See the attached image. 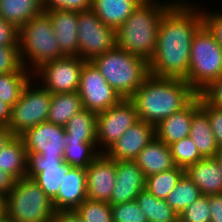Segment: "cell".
<instances>
[{
    "label": "cell",
    "mask_w": 222,
    "mask_h": 222,
    "mask_svg": "<svg viewBox=\"0 0 222 222\" xmlns=\"http://www.w3.org/2000/svg\"><path fill=\"white\" fill-rule=\"evenodd\" d=\"M39 85V86H37ZM52 94L32 77L11 108L8 129L14 136L47 121Z\"/></svg>",
    "instance_id": "obj_8"
},
{
    "label": "cell",
    "mask_w": 222,
    "mask_h": 222,
    "mask_svg": "<svg viewBox=\"0 0 222 222\" xmlns=\"http://www.w3.org/2000/svg\"><path fill=\"white\" fill-rule=\"evenodd\" d=\"M197 95L185 79L150 74L129 99L135 105L138 119L155 126L185 108Z\"/></svg>",
    "instance_id": "obj_2"
},
{
    "label": "cell",
    "mask_w": 222,
    "mask_h": 222,
    "mask_svg": "<svg viewBox=\"0 0 222 222\" xmlns=\"http://www.w3.org/2000/svg\"><path fill=\"white\" fill-rule=\"evenodd\" d=\"M200 107V96L197 95L185 108L175 112L155 125L156 137L171 145L190 134L193 113Z\"/></svg>",
    "instance_id": "obj_19"
},
{
    "label": "cell",
    "mask_w": 222,
    "mask_h": 222,
    "mask_svg": "<svg viewBox=\"0 0 222 222\" xmlns=\"http://www.w3.org/2000/svg\"><path fill=\"white\" fill-rule=\"evenodd\" d=\"M116 160L100 153L85 169L87 180V199L110 202L116 183Z\"/></svg>",
    "instance_id": "obj_15"
},
{
    "label": "cell",
    "mask_w": 222,
    "mask_h": 222,
    "mask_svg": "<svg viewBox=\"0 0 222 222\" xmlns=\"http://www.w3.org/2000/svg\"><path fill=\"white\" fill-rule=\"evenodd\" d=\"M43 12L41 0H0V15L18 30Z\"/></svg>",
    "instance_id": "obj_26"
},
{
    "label": "cell",
    "mask_w": 222,
    "mask_h": 222,
    "mask_svg": "<svg viewBox=\"0 0 222 222\" xmlns=\"http://www.w3.org/2000/svg\"><path fill=\"white\" fill-rule=\"evenodd\" d=\"M113 222H148L137 202H125L111 205Z\"/></svg>",
    "instance_id": "obj_37"
},
{
    "label": "cell",
    "mask_w": 222,
    "mask_h": 222,
    "mask_svg": "<svg viewBox=\"0 0 222 222\" xmlns=\"http://www.w3.org/2000/svg\"><path fill=\"white\" fill-rule=\"evenodd\" d=\"M135 201L142 209L148 222H178V214L167 204L152 195L148 190H142Z\"/></svg>",
    "instance_id": "obj_29"
},
{
    "label": "cell",
    "mask_w": 222,
    "mask_h": 222,
    "mask_svg": "<svg viewBox=\"0 0 222 222\" xmlns=\"http://www.w3.org/2000/svg\"><path fill=\"white\" fill-rule=\"evenodd\" d=\"M0 222H14L11 218H9L6 214L0 217Z\"/></svg>",
    "instance_id": "obj_51"
},
{
    "label": "cell",
    "mask_w": 222,
    "mask_h": 222,
    "mask_svg": "<svg viewBox=\"0 0 222 222\" xmlns=\"http://www.w3.org/2000/svg\"><path fill=\"white\" fill-rule=\"evenodd\" d=\"M198 95L211 106L222 108V75L209 83Z\"/></svg>",
    "instance_id": "obj_41"
},
{
    "label": "cell",
    "mask_w": 222,
    "mask_h": 222,
    "mask_svg": "<svg viewBox=\"0 0 222 222\" xmlns=\"http://www.w3.org/2000/svg\"><path fill=\"white\" fill-rule=\"evenodd\" d=\"M178 0L162 17L157 45L149 61L150 74L156 77L186 79L193 36L204 24L202 5Z\"/></svg>",
    "instance_id": "obj_1"
},
{
    "label": "cell",
    "mask_w": 222,
    "mask_h": 222,
    "mask_svg": "<svg viewBox=\"0 0 222 222\" xmlns=\"http://www.w3.org/2000/svg\"><path fill=\"white\" fill-rule=\"evenodd\" d=\"M184 174L185 169L176 166L173 169L150 175L146 177L145 189L156 198L166 200Z\"/></svg>",
    "instance_id": "obj_32"
},
{
    "label": "cell",
    "mask_w": 222,
    "mask_h": 222,
    "mask_svg": "<svg viewBox=\"0 0 222 222\" xmlns=\"http://www.w3.org/2000/svg\"><path fill=\"white\" fill-rule=\"evenodd\" d=\"M71 167L65 163L64 157H43L27 152L26 177L33 179L51 200L57 196L64 175Z\"/></svg>",
    "instance_id": "obj_13"
},
{
    "label": "cell",
    "mask_w": 222,
    "mask_h": 222,
    "mask_svg": "<svg viewBox=\"0 0 222 222\" xmlns=\"http://www.w3.org/2000/svg\"><path fill=\"white\" fill-rule=\"evenodd\" d=\"M53 222H83L75 210L57 211L54 215Z\"/></svg>",
    "instance_id": "obj_46"
},
{
    "label": "cell",
    "mask_w": 222,
    "mask_h": 222,
    "mask_svg": "<svg viewBox=\"0 0 222 222\" xmlns=\"http://www.w3.org/2000/svg\"><path fill=\"white\" fill-rule=\"evenodd\" d=\"M79 57L92 61L117 46L116 30L106 26L93 10L78 12Z\"/></svg>",
    "instance_id": "obj_9"
},
{
    "label": "cell",
    "mask_w": 222,
    "mask_h": 222,
    "mask_svg": "<svg viewBox=\"0 0 222 222\" xmlns=\"http://www.w3.org/2000/svg\"><path fill=\"white\" fill-rule=\"evenodd\" d=\"M11 118V107L0 98V127H7Z\"/></svg>",
    "instance_id": "obj_47"
},
{
    "label": "cell",
    "mask_w": 222,
    "mask_h": 222,
    "mask_svg": "<svg viewBox=\"0 0 222 222\" xmlns=\"http://www.w3.org/2000/svg\"><path fill=\"white\" fill-rule=\"evenodd\" d=\"M43 11H75L86 12L92 10V0H41Z\"/></svg>",
    "instance_id": "obj_38"
},
{
    "label": "cell",
    "mask_w": 222,
    "mask_h": 222,
    "mask_svg": "<svg viewBox=\"0 0 222 222\" xmlns=\"http://www.w3.org/2000/svg\"><path fill=\"white\" fill-rule=\"evenodd\" d=\"M0 170L16 180L26 177L27 152L20 136H13L0 152Z\"/></svg>",
    "instance_id": "obj_25"
},
{
    "label": "cell",
    "mask_w": 222,
    "mask_h": 222,
    "mask_svg": "<svg viewBox=\"0 0 222 222\" xmlns=\"http://www.w3.org/2000/svg\"><path fill=\"white\" fill-rule=\"evenodd\" d=\"M14 135L7 127H0V152Z\"/></svg>",
    "instance_id": "obj_48"
},
{
    "label": "cell",
    "mask_w": 222,
    "mask_h": 222,
    "mask_svg": "<svg viewBox=\"0 0 222 222\" xmlns=\"http://www.w3.org/2000/svg\"><path fill=\"white\" fill-rule=\"evenodd\" d=\"M138 120L134 103L125 98L109 109L97 113L98 151L105 153Z\"/></svg>",
    "instance_id": "obj_11"
},
{
    "label": "cell",
    "mask_w": 222,
    "mask_h": 222,
    "mask_svg": "<svg viewBox=\"0 0 222 222\" xmlns=\"http://www.w3.org/2000/svg\"><path fill=\"white\" fill-rule=\"evenodd\" d=\"M52 200L31 178L16 180L5 197V214L14 222H53Z\"/></svg>",
    "instance_id": "obj_6"
},
{
    "label": "cell",
    "mask_w": 222,
    "mask_h": 222,
    "mask_svg": "<svg viewBox=\"0 0 222 222\" xmlns=\"http://www.w3.org/2000/svg\"><path fill=\"white\" fill-rule=\"evenodd\" d=\"M177 1L143 0L116 30L117 47L149 62L156 49L160 21Z\"/></svg>",
    "instance_id": "obj_3"
},
{
    "label": "cell",
    "mask_w": 222,
    "mask_h": 222,
    "mask_svg": "<svg viewBox=\"0 0 222 222\" xmlns=\"http://www.w3.org/2000/svg\"><path fill=\"white\" fill-rule=\"evenodd\" d=\"M185 175L202 195L222 193V166L216 157L202 158L185 169Z\"/></svg>",
    "instance_id": "obj_21"
},
{
    "label": "cell",
    "mask_w": 222,
    "mask_h": 222,
    "mask_svg": "<svg viewBox=\"0 0 222 222\" xmlns=\"http://www.w3.org/2000/svg\"><path fill=\"white\" fill-rule=\"evenodd\" d=\"M85 62L79 56H64L42 64L33 72V78L51 94L78 92Z\"/></svg>",
    "instance_id": "obj_10"
},
{
    "label": "cell",
    "mask_w": 222,
    "mask_h": 222,
    "mask_svg": "<svg viewBox=\"0 0 222 222\" xmlns=\"http://www.w3.org/2000/svg\"><path fill=\"white\" fill-rule=\"evenodd\" d=\"M170 149L175 165L183 169L203 158L198 152L194 141L189 136L172 143Z\"/></svg>",
    "instance_id": "obj_34"
},
{
    "label": "cell",
    "mask_w": 222,
    "mask_h": 222,
    "mask_svg": "<svg viewBox=\"0 0 222 222\" xmlns=\"http://www.w3.org/2000/svg\"><path fill=\"white\" fill-rule=\"evenodd\" d=\"M18 44L22 64L32 73L42 64L64 57L45 12L31 18L18 30Z\"/></svg>",
    "instance_id": "obj_5"
},
{
    "label": "cell",
    "mask_w": 222,
    "mask_h": 222,
    "mask_svg": "<svg viewBox=\"0 0 222 222\" xmlns=\"http://www.w3.org/2000/svg\"><path fill=\"white\" fill-rule=\"evenodd\" d=\"M78 93L83 108L95 113L109 109L122 99L91 61L82 66Z\"/></svg>",
    "instance_id": "obj_12"
},
{
    "label": "cell",
    "mask_w": 222,
    "mask_h": 222,
    "mask_svg": "<svg viewBox=\"0 0 222 222\" xmlns=\"http://www.w3.org/2000/svg\"><path fill=\"white\" fill-rule=\"evenodd\" d=\"M22 65L19 45L0 46V74L17 71Z\"/></svg>",
    "instance_id": "obj_39"
},
{
    "label": "cell",
    "mask_w": 222,
    "mask_h": 222,
    "mask_svg": "<svg viewBox=\"0 0 222 222\" xmlns=\"http://www.w3.org/2000/svg\"><path fill=\"white\" fill-rule=\"evenodd\" d=\"M91 62L108 84L125 99H129L150 75L147 60L117 46Z\"/></svg>",
    "instance_id": "obj_4"
},
{
    "label": "cell",
    "mask_w": 222,
    "mask_h": 222,
    "mask_svg": "<svg viewBox=\"0 0 222 222\" xmlns=\"http://www.w3.org/2000/svg\"><path fill=\"white\" fill-rule=\"evenodd\" d=\"M215 157L217 158V160L220 162L222 166V147H219Z\"/></svg>",
    "instance_id": "obj_50"
},
{
    "label": "cell",
    "mask_w": 222,
    "mask_h": 222,
    "mask_svg": "<svg viewBox=\"0 0 222 222\" xmlns=\"http://www.w3.org/2000/svg\"><path fill=\"white\" fill-rule=\"evenodd\" d=\"M83 109L78 92L52 94L47 121L65 127L72 116Z\"/></svg>",
    "instance_id": "obj_28"
},
{
    "label": "cell",
    "mask_w": 222,
    "mask_h": 222,
    "mask_svg": "<svg viewBox=\"0 0 222 222\" xmlns=\"http://www.w3.org/2000/svg\"><path fill=\"white\" fill-rule=\"evenodd\" d=\"M222 75V49L214 34L203 24L191 43L188 84L199 93Z\"/></svg>",
    "instance_id": "obj_7"
},
{
    "label": "cell",
    "mask_w": 222,
    "mask_h": 222,
    "mask_svg": "<svg viewBox=\"0 0 222 222\" xmlns=\"http://www.w3.org/2000/svg\"><path fill=\"white\" fill-rule=\"evenodd\" d=\"M116 183L110 205L131 202L146 187V177L134 160H116Z\"/></svg>",
    "instance_id": "obj_16"
},
{
    "label": "cell",
    "mask_w": 222,
    "mask_h": 222,
    "mask_svg": "<svg viewBox=\"0 0 222 222\" xmlns=\"http://www.w3.org/2000/svg\"><path fill=\"white\" fill-rule=\"evenodd\" d=\"M155 136L154 125L138 120L113 143L105 154L113 160H135L140 151Z\"/></svg>",
    "instance_id": "obj_17"
},
{
    "label": "cell",
    "mask_w": 222,
    "mask_h": 222,
    "mask_svg": "<svg viewBox=\"0 0 222 222\" xmlns=\"http://www.w3.org/2000/svg\"><path fill=\"white\" fill-rule=\"evenodd\" d=\"M134 161L145 177L176 167L170 146L156 136L140 151Z\"/></svg>",
    "instance_id": "obj_22"
},
{
    "label": "cell",
    "mask_w": 222,
    "mask_h": 222,
    "mask_svg": "<svg viewBox=\"0 0 222 222\" xmlns=\"http://www.w3.org/2000/svg\"><path fill=\"white\" fill-rule=\"evenodd\" d=\"M16 179L5 171L0 170V195L6 197L14 187Z\"/></svg>",
    "instance_id": "obj_45"
},
{
    "label": "cell",
    "mask_w": 222,
    "mask_h": 222,
    "mask_svg": "<svg viewBox=\"0 0 222 222\" xmlns=\"http://www.w3.org/2000/svg\"><path fill=\"white\" fill-rule=\"evenodd\" d=\"M87 199L86 170L71 167L64 175L57 196L52 200L57 211L76 210Z\"/></svg>",
    "instance_id": "obj_18"
},
{
    "label": "cell",
    "mask_w": 222,
    "mask_h": 222,
    "mask_svg": "<svg viewBox=\"0 0 222 222\" xmlns=\"http://www.w3.org/2000/svg\"><path fill=\"white\" fill-rule=\"evenodd\" d=\"M20 137L26 152L38 153L43 157H64L65 127L45 121L26 130Z\"/></svg>",
    "instance_id": "obj_14"
},
{
    "label": "cell",
    "mask_w": 222,
    "mask_h": 222,
    "mask_svg": "<svg viewBox=\"0 0 222 222\" xmlns=\"http://www.w3.org/2000/svg\"><path fill=\"white\" fill-rule=\"evenodd\" d=\"M143 0H92V10L106 25L117 30Z\"/></svg>",
    "instance_id": "obj_23"
},
{
    "label": "cell",
    "mask_w": 222,
    "mask_h": 222,
    "mask_svg": "<svg viewBox=\"0 0 222 222\" xmlns=\"http://www.w3.org/2000/svg\"><path fill=\"white\" fill-rule=\"evenodd\" d=\"M19 45L18 29L7 23L0 15V46Z\"/></svg>",
    "instance_id": "obj_43"
},
{
    "label": "cell",
    "mask_w": 222,
    "mask_h": 222,
    "mask_svg": "<svg viewBox=\"0 0 222 222\" xmlns=\"http://www.w3.org/2000/svg\"><path fill=\"white\" fill-rule=\"evenodd\" d=\"M32 77L33 73L23 65L12 73L0 74V98L3 102L12 108Z\"/></svg>",
    "instance_id": "obj_30"
},
{
    "label": "cell",
    "mask_w": 222,
    "mask_h": 222,
    "mask_svg": "<svg viewBox=\"0 0 222 222\" xmlns=\"http://www.w3.org/2000/svg\"><path fill=\"white\" fill-rule=\"evenodd\" d=\"M211 211L208 196L202 195L178 216V222H210Z\"/></svg>",
    "instance_id": "obj_36"
},
{
    "label": "cell",
    "mask_w": 222,
    "mask_h": 222,
    "mask_svg": "<svg viewBox=\"0 0 222 222\" xmlns=\"http://www.w3.org/2000/svg\"><path fill=\"white\" fill-rule=\"evenodd\" d=\"M200 107L207 113L218 147H222V108L208 105L200 97Z\"/></svg>",
    "instance_id": "obj_40"
},
{
    "label": "cell",
    "mask_w": 222,
    "mask_h": 222,
    "mask_svg": "<svg viewBox=\"0 0 222 222\" xmlns=\"http://www.w3.org/2000/svg\"><path fill=\"white\" fill-rule=\"evenodd\" d=\"M211 211L210 222H222V193L208 195Z\"/></svg>",
    "instance_id": "obj_44"
},
{
    "label": "cell",
    "mask_w": 222,
    "mask_h": 222,
    "mask_svg": "<svg viewBox=\"0 0 222 222\" xmlns=\"http://www.w3.org/2000/svg\"><path fill=\"white\" fill-rule=\"evenodd\" d=\"M211 10L209 11V8L202 7L204 24L214 34L216 41L222 49V11Z\"/></svg>",
    "instance_id": "obj_42"
},
{
    "label": "cell",
    "mask_w": 222,
    "mask_h": 222,
    "mask_svg": "<svg viewBox=\"0 0 222 222\" xmlns=\"http://www.w3.org/2000/svg\"><path fill=\"white\" fill-rule=\"evenodd\" d=\"M189 137L203 158L215 157L219 149L207 113L199 107L194 113Z\"/></svg>",
    "instance_id": "obj_24"
},
{
    "label": "cell",
    "mask_w": 222,
    "mask_h": 222,
    "mask_svg": "<svg viewBox=\"0 0 222 222\" xmlns=\"http://www.w3.org/2000/svg\"><path fill=\"white\" fill-rule=\"evenodd\" d=\"M97 113L83 108L65 125L66 142L97 143Z\"/></svg>",
    "instance_id": "obj_27"
},
{
    "label": "cell",
    "mask_w": 222,
    "mask_h": 222,
    "mask_svg": "<svg viewBox=\"0 0 222 222\" xmlns=\"http://www.w3.org/2000/svg\"><path fill=\"white\" fill-rule=\"evenodd\" d=\"M201 196L200 189L184 174L165 201L179 215Z\"/></svg>",
    "instance_id": "obj_31"
},
{
    "label": "cell",
    "mask_w": 222,
    "mask_h": 222,
    "mask_svg": "<svg viewBox=\"0 0 222 222\" xmlns=\"http://www.w3.org/2000/svg\"><path fill=\"white\" fill-rule=\"evenodd\" d=\"M43 12H45L51 20L61 53L64 56H79V43L77 38L78 12L66 10Z\"/></svg>",
    "instance_id": "obj_20"
},
{
    "label": "cell",
    "mask_w": 222,
    "mask_h": 222,
    "mask_svg": "<svg viewBox=\"0 0 222 222\" xmlns=\"http://www.w3.org/2000/svg\"><path fill=\"white\" fill-rule=\"evenodd\" d=\"M75 211L83 222H113L109 202L86 199Z\"/></svg>",
    "instance_id": "obj_35"
},
{
    "label": "cell",
    "mask_w": 222,
    "mask_h": 222,
    "mask_svg": "<svg viewBox=\"0 0 222 222\" xmlns=\"http://www.w3.org/2000/svg\"><path fill=\"white\" fill-rule=\"evenodd\" d=\"M99 154L97 143L66 142L64 161L72 167L86 169Z\"/></svg>",
    "instance_id": "obj_33"
},
{
    "label": "cell",
    "mask_w": 222,
    "mask_h": 222,
    "mask_svg": "<svg viewBox=\"0 0 222 222\" xmlns=\"http://www.w3.org/2000/svg\"><path fill=\"white\" fill-rule=\"evenodd\" d=\"M5 214V197L0 195V217Z\"/></svg>",
    "instance_id": "obj_49"
}]
</instances>
